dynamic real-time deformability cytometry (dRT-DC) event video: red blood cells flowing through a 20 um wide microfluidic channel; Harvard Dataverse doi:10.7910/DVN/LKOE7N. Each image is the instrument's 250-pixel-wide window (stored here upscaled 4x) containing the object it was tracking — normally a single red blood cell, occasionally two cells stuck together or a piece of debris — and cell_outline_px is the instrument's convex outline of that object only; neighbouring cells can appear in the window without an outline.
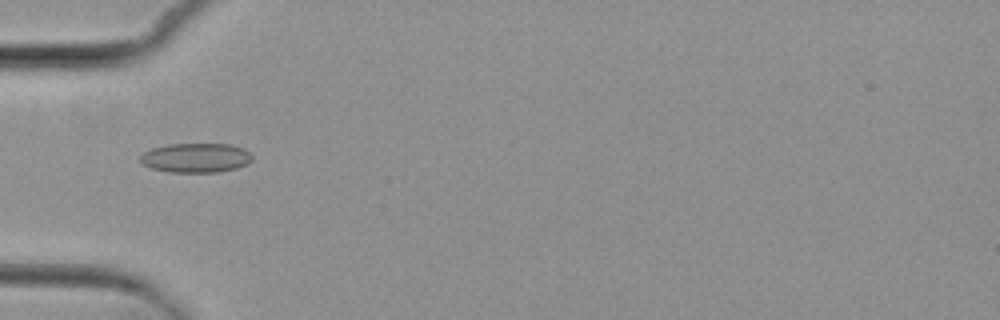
{"species": "common noctule bat (a hibernating species)", "species_latin": "Nyctalus noctula", "temperature_condition": "cold", "stored_images_in_passage": 8, "camera_frame_rate_fps": 3000, "um_per_image_px": 0.085, "animal": {"sex": "female", "body_mass_g": 29.2, "forearm_length_mm": 56.3}, "frame": {"image": 1, "passage_image": 5, "time_ms": 4.667, "image_size_px": [1000, 320], "cell_outline_px": [[252, 160], [248, 164], [236, 168], [216, 172], [172, 172], [152, 168], [144, 164], [140, 160], [140, 156], [144, 152], [152, 148], [168, 144], [228, 144], [244, 148], [252, 156]], "centroid_in_image_um": [16.66, 13.41], "position_along_channel_um": 68.3, "area_um2": 19.07}}
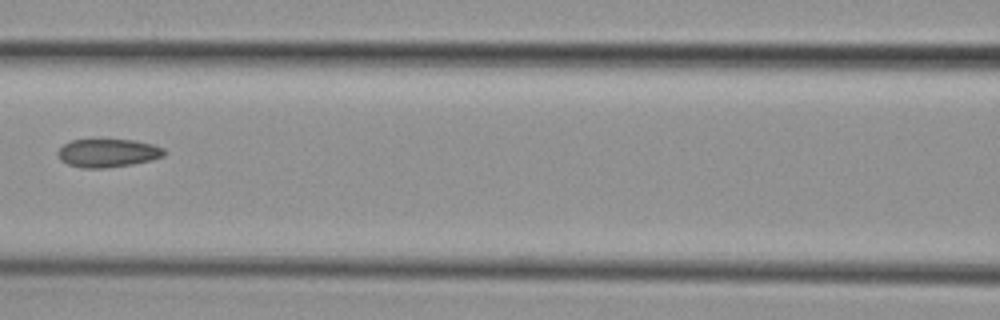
{"frame": {"image": 2, "passage_image": 7, "time_ms": 7.0, "image_size_px": [1000, 320], "cell_outline_px": [[168, 152], [164, 156], [152, 160], [132, 164], [104, 168], [80, 168], [68, 164], [60, 160], [56, 156], [56, 152], [64, 144], [72, 140], [136, 140], [152, 144], [164, 148]], "centroid_in_image_um": [9.17, 13.01], "position_along_channel_um": 157.4, "area_um2": 17.69}}
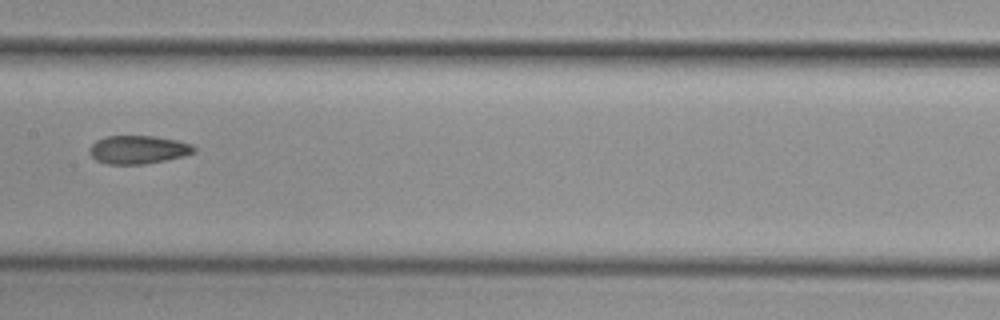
{"frame": {"image": 3, "passage_image": 8, "time_ms": 8.0, "image_size_px": [1000, 320], "cell_outline_px": [[196, 152], [184, 156], [144, 164], [108, 164], [96, 160], [88, 152], [88, 148], [96, 140], [108, 136], [152, 136], [180, 140], [192, 144], [196, 148]], "centroid_in_image_um": [11.76, 12.71], "position_along_channel_um": 195.6, "area_um2": 17.34}}